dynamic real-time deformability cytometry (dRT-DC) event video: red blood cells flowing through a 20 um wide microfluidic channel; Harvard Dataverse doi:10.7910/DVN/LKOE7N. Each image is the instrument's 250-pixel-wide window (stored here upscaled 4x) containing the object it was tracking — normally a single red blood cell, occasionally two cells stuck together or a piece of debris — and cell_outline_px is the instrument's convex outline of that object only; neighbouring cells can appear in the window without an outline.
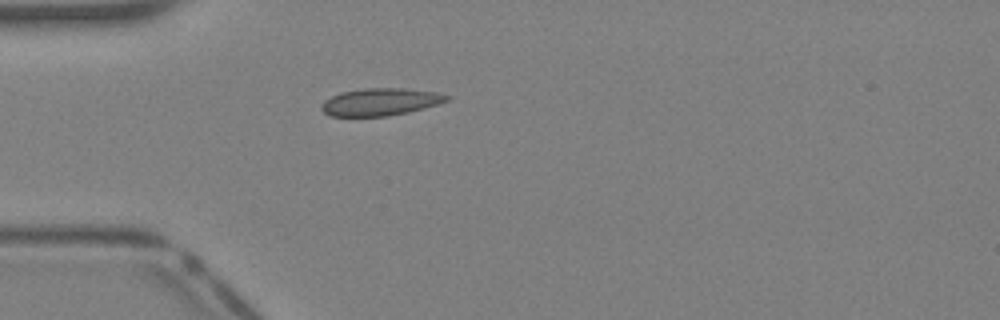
{"species": "Egyptian fruit bat (a non-hibernating species)", "species_latin": "Rousettus aegyptiacus", "temperature_condition": "warm", "stored_images_in_passage": 29, "camera_frame_rate_fps": 3000, "um_per_image_px": 0.085, "animal": {"sex": "female"}, "frame": {"image": 1, "passage_image": 1, "time_ms": 0.0, "image_size_px": [1000, 320], "cell_outline_px": [[452, 96], [448, 100], [424, 108], [408, 112], [388, 116], [332, 116], [324, 112], [320, 108], [320, 104], [324, 100], [340, 92], [364, 88], [404, 88], [436, 92]], "centroid_in_image_um": [32.31, 8.65], "position_along_channel_um": 52.7, "area_um2": 20.0}}
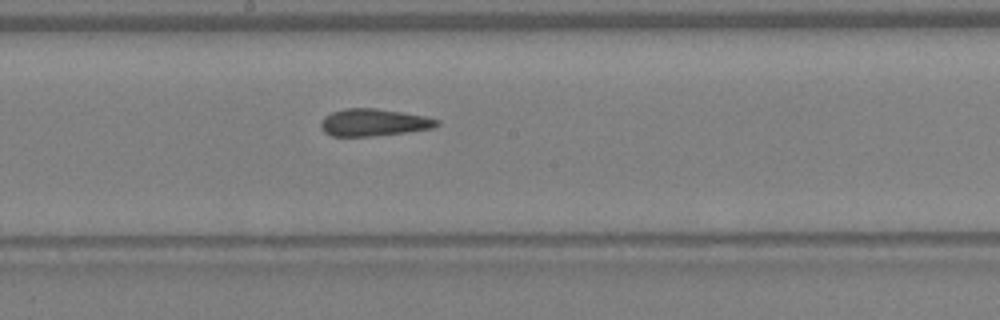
{"frame": {"image": 2, "passage_image": 11, "time_ms": 3.333, "image_size_px": [1000, 320], "cell_outline_px": [[440, 124], [432, 128], [408, 132], [372, 136], [332, 136], [324, 132], [320, 128], [320, 124], [324, 116], [332, 112], [344, 108], [376, 108], [424, 116], [440, 120]], "centroid_in_image_um": [31.74, 10.41], "position_along_channel_um": 216.5, "area_um2": 18.44}}
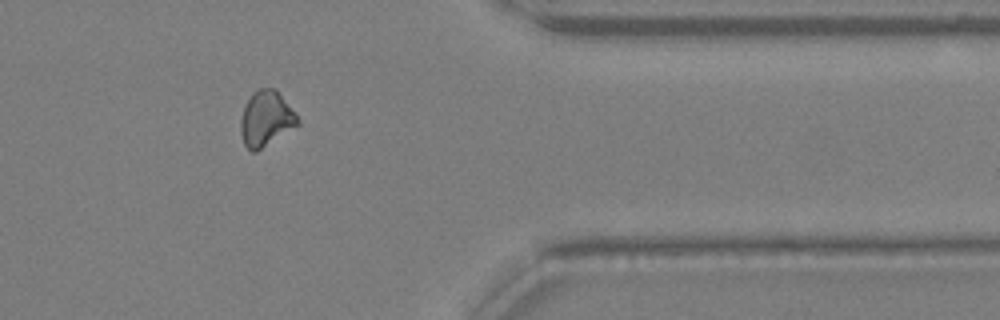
{"frame": {"image": 3, "passage_image": 22, "time_ms": 7.0, "image_size_px": [1000, 320], "cell_outline_px": [[300, 124], [256, 152], [252, 152], [244, 144], [240, 132], [240, 120], [244, 108], [252, 92], [260, 88], [276, 88], [300, 120]], "centroid_in_image_um": [22.61, 10.09], "position_along_channel_um": 388.8, "area_um2": 18.32}}